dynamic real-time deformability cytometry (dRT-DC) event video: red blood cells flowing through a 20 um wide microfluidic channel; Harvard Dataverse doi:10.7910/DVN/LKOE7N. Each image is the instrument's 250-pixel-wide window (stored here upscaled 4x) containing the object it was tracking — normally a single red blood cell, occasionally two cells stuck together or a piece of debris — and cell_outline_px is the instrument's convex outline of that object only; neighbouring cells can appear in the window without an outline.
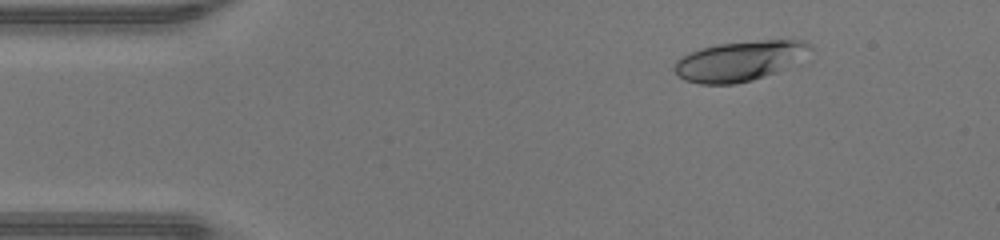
{"species": "human", "species_latin": "Homo sapiens", "temperature_condition": "warm", "stored_images_in_passage": 42, "camera_frame_rate_fps": 3000, "um_per_image_px": 0.085, "donor": {"sex": "male"}, "frame": {"image": 1, "passage_image": 2, "time_ms": 0.333, "image_size_px": [1000, 240], "cell_outline_px": [[812, 48], [788, 68], [752, 80], [736, 84], [700, 84], [684, 80], [672, 68], [676, 60], [680, 56], [688, 52], [700, 48], [716, 44], [760, 40], [804, 40], [812, 44]], "centroid_in_image_um": [62.83, 5.18], "position_along_channel_um": 22.2, "area_um2": 31.73}}
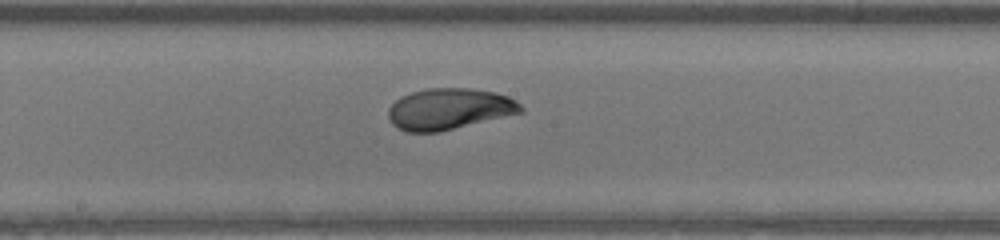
{"frame": {"image": 2, "passage_image": 20, "time_ms": 6.333, "image_size_px": [1000, 240], "cell_outline_px": [[524, 112], [440, 132], [404, 132], [396, 128], [392, 124], [388, 116], [388, 108], [400, 96], [412, 92], [428, 88], [472, 88], [492, 92], [508, 96], [516, 100], [524, 108]], "centroid_in_image_um": [38.17, 9.27], "position_along_channel_um": 210.0, "area_um2": 32.08}}
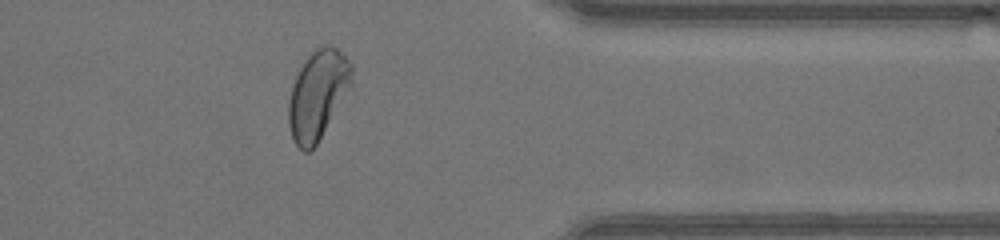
{"frame": {"image": 3, "passage_image": 33, "time_ms": 10.667, "image_size_px": [1000, 240], "cell_outline_px": [[352, 84], [316, 144], [308, 152], [304, 152], [292, 140], [288, 124], [288, 100], [292, 84], [304, 60], [312, 48], [324, 44], [328, 44], [336, 48], [352, 64]], "centroid_in_image_um": [26.98, 8.0], "position_along_channel_um": 384.4, "area_um2": 32.66}, "authors_computed_cell_mechanics": {"area_um2": 31.6166, "velocity_mm_per_s": 4.4194, "shape_relaxation_time_tau1_ms": 4.0799, "shape_relaxation_time_tau2_ms": 0.8919, "deformation_change_tau1": 0.1886, "deformation_change_tau2": 0.0513}}